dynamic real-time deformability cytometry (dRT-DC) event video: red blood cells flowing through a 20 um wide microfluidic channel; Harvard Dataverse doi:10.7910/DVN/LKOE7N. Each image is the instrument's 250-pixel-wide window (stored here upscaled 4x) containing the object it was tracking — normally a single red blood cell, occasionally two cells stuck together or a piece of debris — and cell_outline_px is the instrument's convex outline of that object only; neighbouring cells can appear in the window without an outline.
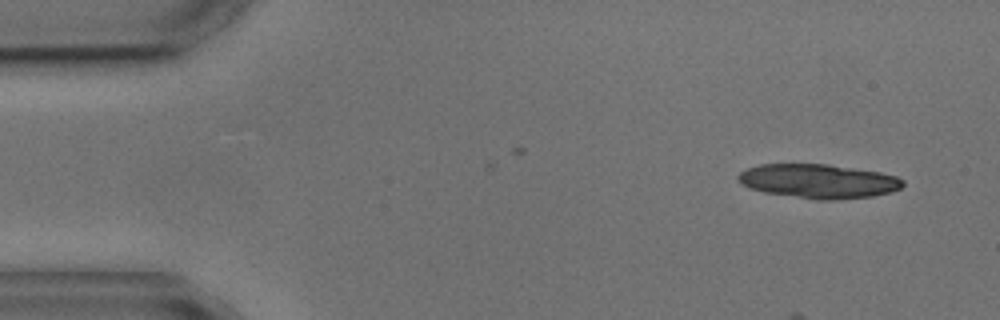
{"species": "common noctule bat (a hibernating species)", "species_latin": "Nyctalus noctula", "temperature_condition": "cold", "stored_images_in_passage": 4, "camera_frame_rate_fps": 3000, "um_per_image_px": 0.085, "animal": {"sex": "male", "body_mass_g": 17.9, "forearm_length_mm": 54.2}, "frame": {"image": 1, "passage_image": 1, "time_ms": 0.0, "image_size_px": [1000, 320], "cell_outline_px": [[904, 184], [900, 188], [888, 192], [872, 196], [836, 200], [820, 200], [764, 192], [748, 188], [736, 176], [740, 172], [748, 168], [760, 164], [828, 164], [880, 172], [896, 176], [904, 180]], "centroid_in_image_um": [69.57, 15.39], "position_along_channel_um": 15.4, "area_um2": 32.6}}